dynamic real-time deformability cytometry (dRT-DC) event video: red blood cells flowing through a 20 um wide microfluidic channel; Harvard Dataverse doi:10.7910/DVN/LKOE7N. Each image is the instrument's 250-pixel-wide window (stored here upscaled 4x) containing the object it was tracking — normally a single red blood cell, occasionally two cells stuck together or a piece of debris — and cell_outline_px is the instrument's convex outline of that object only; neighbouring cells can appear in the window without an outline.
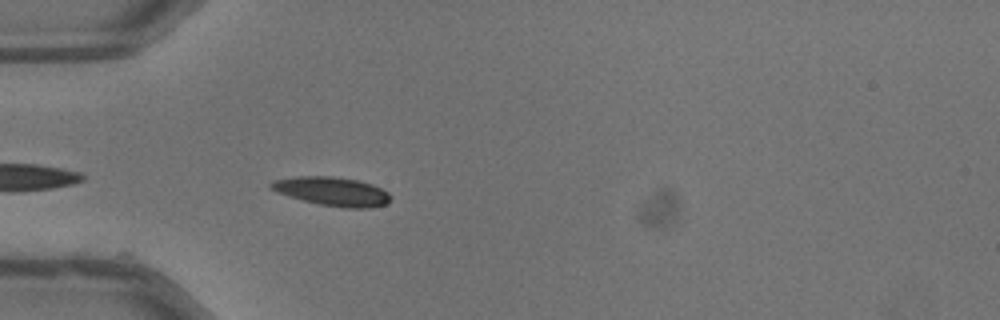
{"species": "common noctule bat (a hibernating species)", "species_latin": "Nyctalus noctula", "temperature_condition": "warm", "stored_images_in_passage": 4, "camera_frame_rate_fps": 3000, "um_per_image_px": 0.085, "animal": {"sex": "male", "body_mass_g": 13.3}, "frame": {"image": 1, "passage_image": 1, "time_ms": 0.0, "image_size_px": [1000, 320], "cell_outline_px": [[392, 196], [388, 204], [368, 208], [344, 208], [320, 204], [300, 200], [276, 192], [268, 188], [268, 184], [272, 180], [296, 176], [332, 176], [356, 180], [372, 184], [388, 192]], "centroid_in_image_um": [28.2, 16.27], "position_along_channel_um": 56.8, "area_um2": 20.35}}